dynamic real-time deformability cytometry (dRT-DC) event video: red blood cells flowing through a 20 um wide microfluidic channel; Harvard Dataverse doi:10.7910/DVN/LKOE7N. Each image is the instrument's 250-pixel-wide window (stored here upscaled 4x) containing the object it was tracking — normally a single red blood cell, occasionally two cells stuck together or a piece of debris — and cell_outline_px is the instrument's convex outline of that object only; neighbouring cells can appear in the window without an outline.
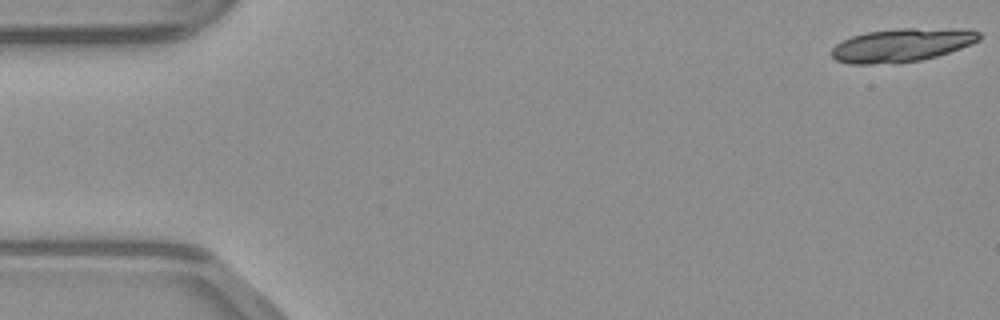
{"species": "common noctule bat (a hibernating species)", "species_latin": "Nyctalus noctula", "temperature_condition": "warm", "stored_images_in_passage": 16, "camera_frame_rate_fps": 3000, "um_per_image_px": 0.085, "animal": {"sex": "male", "body_mass_g": 23.1, "forearm_length_mm": 52.7}, "frame": {"image": 1, "passage_image": 1, "time_ms": 0.0, "image_size_px": [1000, 320], "cell_outline_px": [[984, 36], [980, 40], [972, 44], [936, 56], [920, 60], [896, 64], [848, 64], [836, 60], [832, 56], [832, 48], [836, 44], [852, 36], [864, 32], [900, 28], [968, 28], [980, 32]], "centroid_in_image_um": [76.7, 3.82], "position_along_channel_um": 8.3, "area_um2": 29.19}}